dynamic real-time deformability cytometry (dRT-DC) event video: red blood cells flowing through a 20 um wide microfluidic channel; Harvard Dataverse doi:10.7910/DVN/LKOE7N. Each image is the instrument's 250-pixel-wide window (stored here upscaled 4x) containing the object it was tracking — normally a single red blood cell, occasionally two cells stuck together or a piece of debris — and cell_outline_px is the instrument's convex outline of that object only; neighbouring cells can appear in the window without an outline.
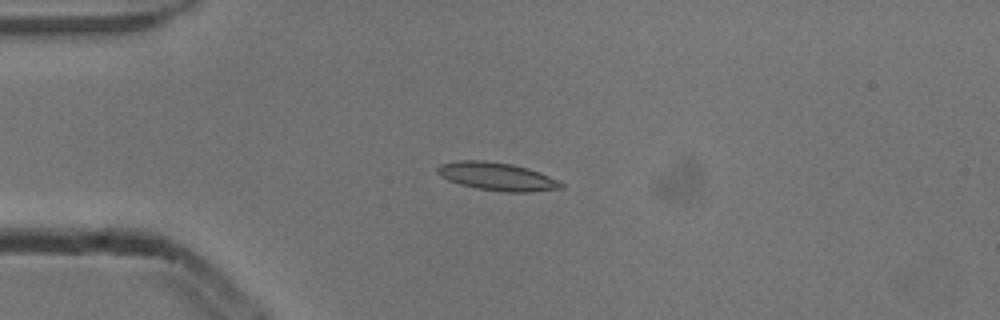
{"species": "common noctule bat (a hibernating species)", "species_latin": "Nyctalus noctula", "temperature_condition": "cold", "stored_images_in_passage": 6, "camera_frame_rate_fps": 3000, "um_per_image_px": 0.085, "animal": {"sex": "male", "body_mass_g": 13.3}, "frame": {"image": 1, "passage_image": 4, "time_ms": 1.0, "image_size_px": [1000, 320], "cell_outline_px": [[564, 188], [532, 192], [504, 192], [476, 188], [460, 184], [448, 180], [440, 176], [436, 172], [436, 168], [440, 164], [460, 160], [484, 160], [512, 164], [528, 168], [540, 172], [560, 180], [564, 184]], "centroid_in_image_um": [42.28, 15.0], "position_along_channel_um": 42.7, "area_um2": 20.46}}
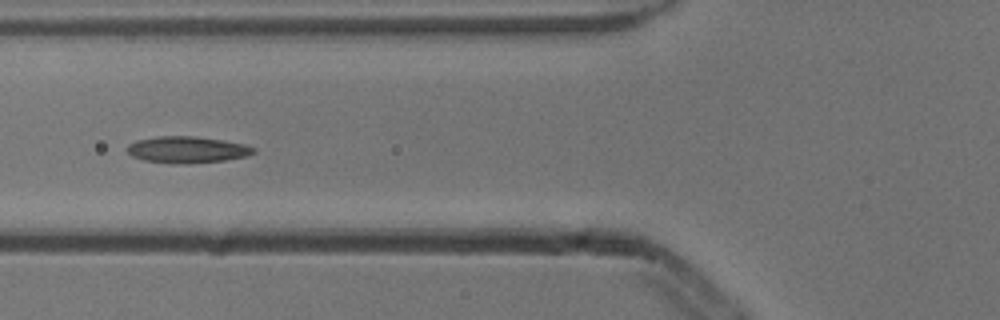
{"frame": {"image": 2, "passage_image": 6, "time_ms": 1.667, "image_size_px": [1000, 320], "cell_outline_px": [[256, 152], [248, 156], [224, 160], [188, 164], [172, 164], [144, 160], [132, 156], [128, 152], [128, 144], [136, 140], [156, 136], [196, 136], [224, 140], [244, 144], [256, 148]], "centroid_in_image_um": [15.92, 12.72], "position_along_channel_um": 109.9, "area_um2": 19.77}}